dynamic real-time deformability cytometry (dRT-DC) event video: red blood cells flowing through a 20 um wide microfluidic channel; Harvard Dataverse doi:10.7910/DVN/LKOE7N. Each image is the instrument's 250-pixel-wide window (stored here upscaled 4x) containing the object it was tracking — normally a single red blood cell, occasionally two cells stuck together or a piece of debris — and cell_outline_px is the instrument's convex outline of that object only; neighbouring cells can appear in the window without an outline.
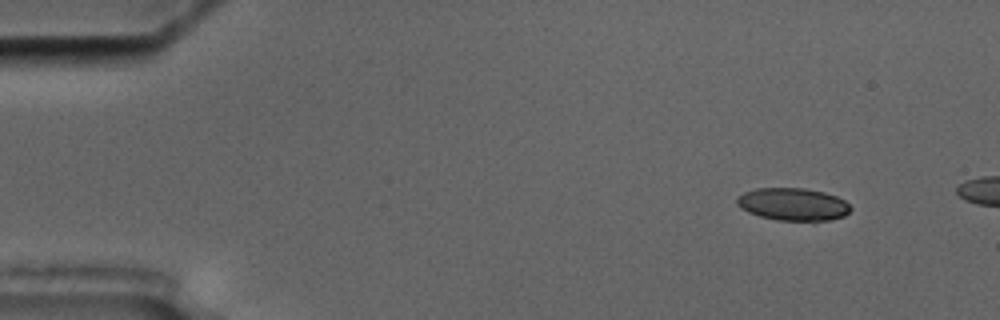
{"species": "common noctule bat (a hibernating species)", "species_latin": "Nyctalus noctula", "temperature_condition": "cold", "stored_images_in_passage": 3, "camera_frame_rate_fps": 3000, "um_per_image_px": 0.085, "animal": {"sex": "male", "body_mass_g": 17.5, "forearm_length_mm": 52.3}, "frame": {"image": 1, "passage_image": 1, "time_ms": 0.0, "image_size_px": [1000, 320], "cell_outline_px": [[852, 208], [844, 216], [832, 220], [776, 220], [760, 216], [748, 212], [740, 208], [736, 204], [736, 196], [744, 192], [756, 188], [804, 188], [824, 192], [836, 196], [844, 200]], "centroid_in_image_um": [67.37, 17.35], "position_along_channel_um": 17.6, "area_um2": 21.62}}